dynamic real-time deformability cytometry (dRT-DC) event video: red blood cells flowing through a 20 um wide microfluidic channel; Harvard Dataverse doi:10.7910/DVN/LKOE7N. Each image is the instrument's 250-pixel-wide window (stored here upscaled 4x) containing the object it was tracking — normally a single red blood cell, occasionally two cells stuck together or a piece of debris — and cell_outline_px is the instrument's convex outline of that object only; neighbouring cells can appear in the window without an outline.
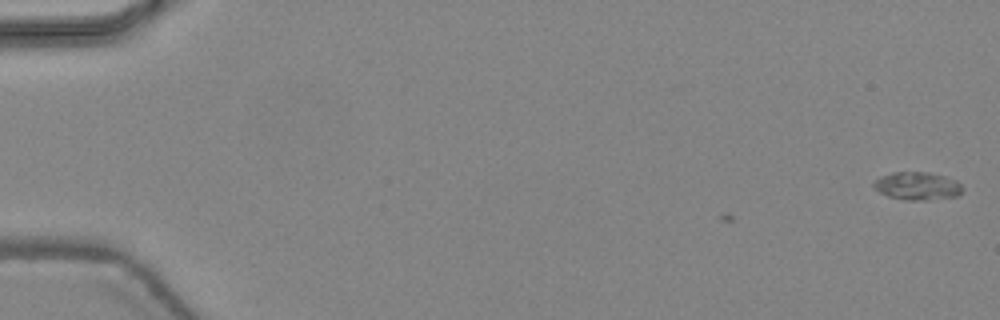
{"species": "common noctule bat (a hibernating species)", "species_latin": "Nyctalus noctula", "temperature_condition": "warm", "stored_images_in_passage": 2, "camera_frame_rate_fps": 3000, "um_per_image_px": 0.085, "animal": {"sex": "female", "body_mass_g": 24.6, "forearm_length_mm": 56.2}, "frame": {"image": 1, "passage_image": 2, "time_ms": 0.333, "image_size_px": [1000, 320], "cell_outline_px": [[964, 188], [956, 196], [924, 200], [908, 200], [888, 196], [880, 192], [872, 184], [880, 176], [892, 172], [928, 172], [944, 176], [956, 180]], "centroid_in_image_um": [77.97, 15.8], "position_along_channel_um": 7.0, "area_um2": 14.28}}